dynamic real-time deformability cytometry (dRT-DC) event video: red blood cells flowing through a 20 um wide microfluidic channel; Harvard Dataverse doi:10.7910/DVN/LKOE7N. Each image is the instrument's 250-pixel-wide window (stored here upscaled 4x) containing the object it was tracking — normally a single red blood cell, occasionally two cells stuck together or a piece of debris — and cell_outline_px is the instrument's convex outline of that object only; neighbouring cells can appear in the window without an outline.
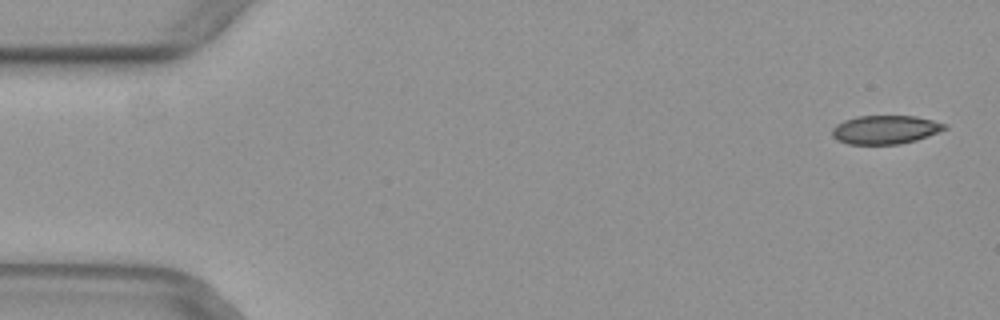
{"species": "common noctule bat (a hibernating species)", "species_latin": "Nyctalus noctula", "temperature_condition": "warm", "stored_images_in_passage": 45, "segment_of_instrument_passage": [1, 2], "camera_frame_rate_fps": 3000, "um_per_image_px": 0.085, "animal": {"sex": "female", "body_mass_g": 29.2, "forearm_length_mm": 56.3}, "frame": {"image": 1, "passage_image": 2, "time_ms": 0.333, "image_size_px": [1000, 320], "cell_outline_px": [[948, 128], [916, 140], [900, 144], [848, 144], [836, 140], [832, 136], [832, 128], [836, 124], [844, 120], [856, 116], [916, 116], [948, 124]], "centroid_in_image_um": [75.23, 11.02], "position_along_channel_um": 9.8, "area_um2": 18.84}}
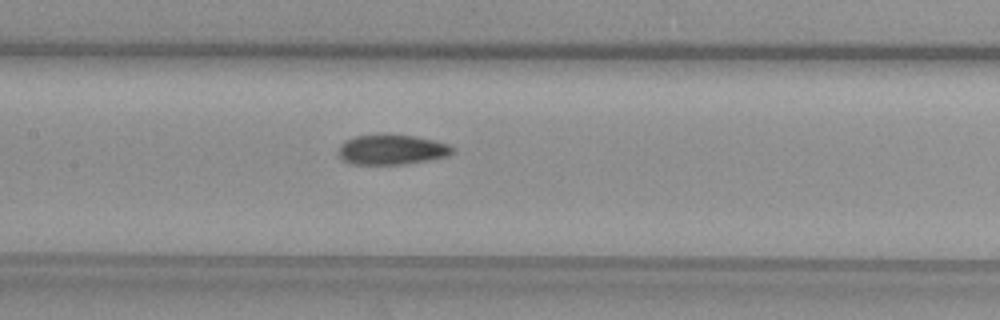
{"frame": {"image": 2, "passage_image": 24, "time_ms": 7.667, "image_size_px": [1000, 320], "cell_outline_px": [[452, 152], [448, 156], [432, 160], [404, 164], [348, 164], [340, 156], [340, 148], [348, 140], [356, 136], [384, 132], [388, 132], [416, 136], [448, 144], [452, 148]], "centroid_in_image_um": [33.33, 12.69], "position_along_channel_um": 174.1, "area_um2": 20.17}}
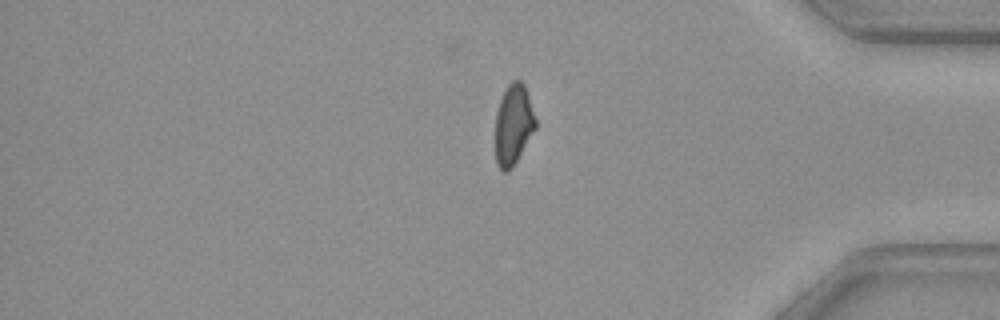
{"frame": {"image": 3, "passage_image": 42, "time_ms": 13.667, "image_size_px": [1000, 320], "cell_outline_px": [[536, 128], [512, 168], [508, 172], [504, 172], [496, 164], [496, 112], [500, 100], [508, 84], [512, 80], [520, 80], [524, 84], [536, 120]], "centroid_in_image_um": [43.63, 10.6], "position_along_channel_um": 391.6, "area_um2": 18.67}}